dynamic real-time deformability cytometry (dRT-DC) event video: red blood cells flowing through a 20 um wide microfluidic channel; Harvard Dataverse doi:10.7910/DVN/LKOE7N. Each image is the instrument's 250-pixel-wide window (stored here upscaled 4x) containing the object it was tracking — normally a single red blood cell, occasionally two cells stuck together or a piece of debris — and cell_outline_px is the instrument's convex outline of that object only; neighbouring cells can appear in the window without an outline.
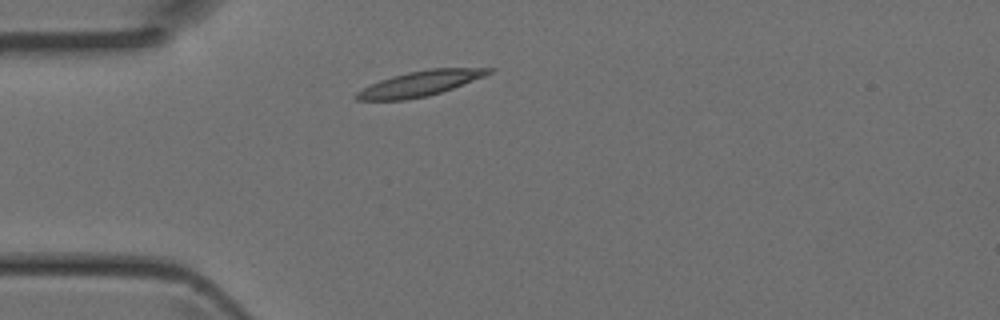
{"species": "Egyptian fruit bat (a non-hibernating species)", "species_latin": "Rousettus aegyptiacus", "temperature_condition": "room temperature", "stored_images_in_passage": 1, "camera_frame_rate_fps": 3000, "um_per_image_px": 0.085, "animal": {"sex": "female"}, "frame": {"image": 1, "passage_image": 1, "time_ms": 0.0, "image_size_px": [1000, 320], "cell_outline_px": [[496, 68], [492, 72], [484, 76], [452, 88], [428, 96], [404, 100], [356, 100], [352, 96], [356, 92], [380, 80], [392, 76], [408, 72], [428, 68]], "centroid_in_image_um": [35.68, 7.1], "position_along_channel_um": 49.3, "area_um2": 19.25}}